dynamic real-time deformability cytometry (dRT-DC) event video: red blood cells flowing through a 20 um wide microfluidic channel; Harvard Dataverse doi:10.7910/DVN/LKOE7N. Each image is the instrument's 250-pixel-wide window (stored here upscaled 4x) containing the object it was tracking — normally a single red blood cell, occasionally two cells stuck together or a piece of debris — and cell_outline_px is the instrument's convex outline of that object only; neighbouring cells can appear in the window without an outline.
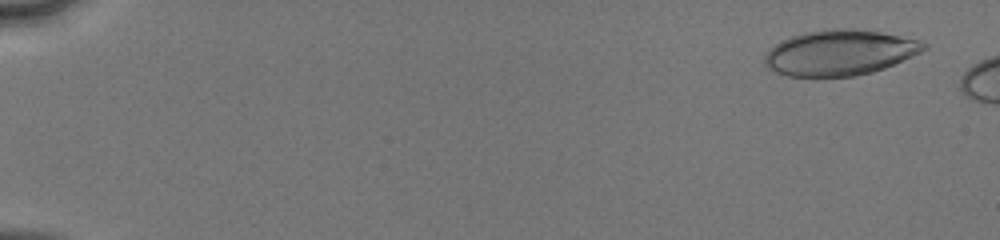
{"species": "human", "species_latin": "Homo sapiens", "temperature_condition": "cold", "stored_images_in_passage": 13, "camera_frame_rate_fps": 3000, "um_per_image_px": 0.085, "donor": {"sex": "male"}, "frame": {"image": 1, "passage_image": 3, "time_ms": 0.667, "image_size_px": [1000, 240], "cell_outline_px": [[928, 48], [912, 56], [884, 68], [872, 72], [856, 76], [788, 76], [776, 72], [768, 68], [764, 64], [764, 56], [776, 44], [792, 36], [804, 32], [832, 28], [852, 28], [880, 32], [920, 40], [928, 44]], "centroid_in_image_um": [71.39, 4.47], "position_along_channel_um": 13.6, "area_um2": 41.96}}